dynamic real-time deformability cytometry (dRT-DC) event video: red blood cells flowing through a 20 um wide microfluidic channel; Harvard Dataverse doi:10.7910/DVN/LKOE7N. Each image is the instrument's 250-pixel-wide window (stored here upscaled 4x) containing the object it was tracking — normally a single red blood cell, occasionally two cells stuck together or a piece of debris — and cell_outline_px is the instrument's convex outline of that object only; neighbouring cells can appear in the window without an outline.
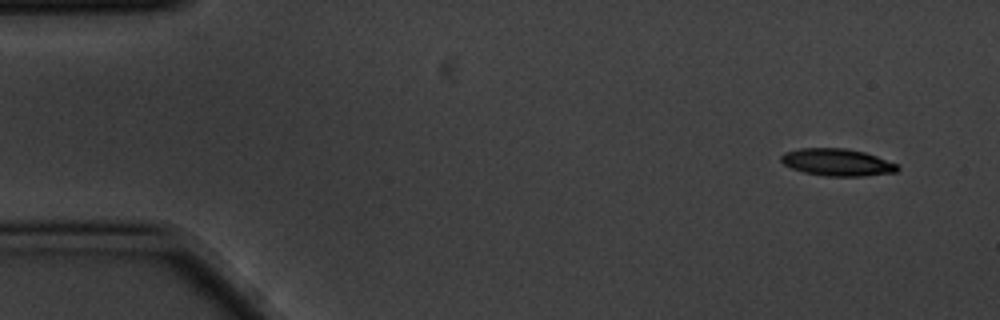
{"species": "common noctule bat (a hibernating species)", "species_latin": "Nyctalus noctula", "temperature_condition": "cold", "stored_images_in_passage": 7, "camera_frame_rate_fps": 3000, "um_per_image_px": 0.085, "animal": {"sex": "male", "body_mass_g": 20.1, "forearm_length_mm": 53.5}, "frame": {"image": 1, "passage_image": 1, "time_ms": 0.0, "image_size_px": [1000, 320], "cell_outline_px": [[900, 168], [896, 172], [864, 176], [824, 176], [804, 172], [792, 168], [784, 164], [780, 160], [780, 156], [784, 152], [800, 148], [844, 148], [864, 152], [876, 156], [896, 164]], "centroid_in_image_um": [71.13, 13.79], "position_along_channel_um": 13.9, "area_um2": 18.38}}
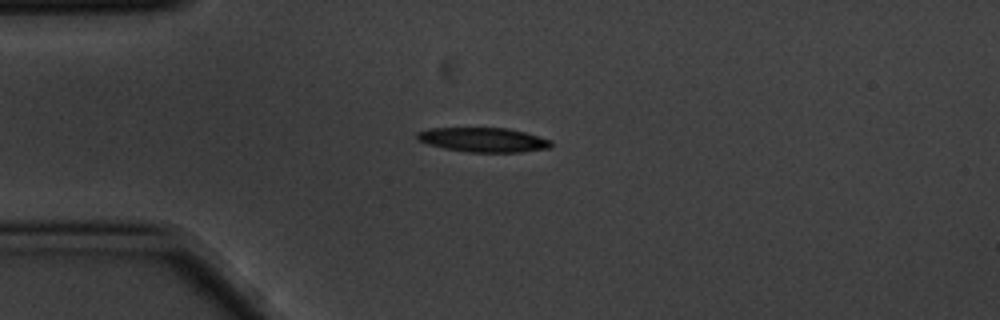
{"frame": {"image": 2, "passage_image": 3, "time_ms": 0.667, "image_size_px": [1000, 320], "cell_outline_px": [[552, 148], [520, 152], [468, 152], [444, 148], [428, 144], [420, 140], [416, 136], [416, 132], [428, 128], [508, 128], [524, 132], [552, 140]], "centroid_in_image_um": [41.1, 11.88], "position_along_channel_um": 43.9, "area_um2": 19.07}}